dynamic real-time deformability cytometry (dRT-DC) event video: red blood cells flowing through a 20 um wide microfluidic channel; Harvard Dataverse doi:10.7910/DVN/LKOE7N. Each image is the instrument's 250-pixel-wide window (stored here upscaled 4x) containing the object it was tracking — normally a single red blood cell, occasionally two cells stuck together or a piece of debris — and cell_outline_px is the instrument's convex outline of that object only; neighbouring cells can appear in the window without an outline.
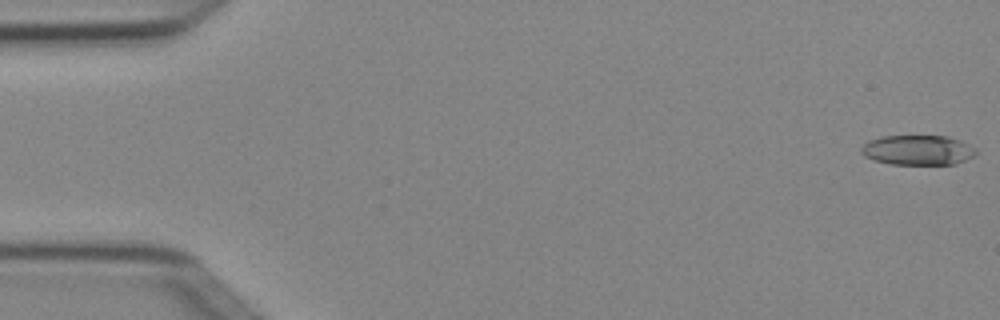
{"species": "Egyptian fruit bat (a non-hibernating species)", "species_latin": "Rousettus aegyptiacus", "temperature_condition": "cold", "stored_images_in_passage": 4, "segment_of_instrument_passage": [2, 2], "camera_frame_rate_fps": 3000, "um_per_image_px": 0.085, "animal": {"sex": "female"}, "frame": {"image": 1, "passage_image": 4, "time_ms": 1.0, "image_size_px": [1000, 320], "cell_outline_px": [[976, 156], [956, 164], [892, 164], [876, 160], [864, 156], [860, 152], [860, 148], [868, 140], [880, 136], [948, 136], [960, 140], [976, 148]], "centroid_in_image_um": [78.03, 12.75], "position_along_channel_um": 7.0, "area_um2": 20.11}}